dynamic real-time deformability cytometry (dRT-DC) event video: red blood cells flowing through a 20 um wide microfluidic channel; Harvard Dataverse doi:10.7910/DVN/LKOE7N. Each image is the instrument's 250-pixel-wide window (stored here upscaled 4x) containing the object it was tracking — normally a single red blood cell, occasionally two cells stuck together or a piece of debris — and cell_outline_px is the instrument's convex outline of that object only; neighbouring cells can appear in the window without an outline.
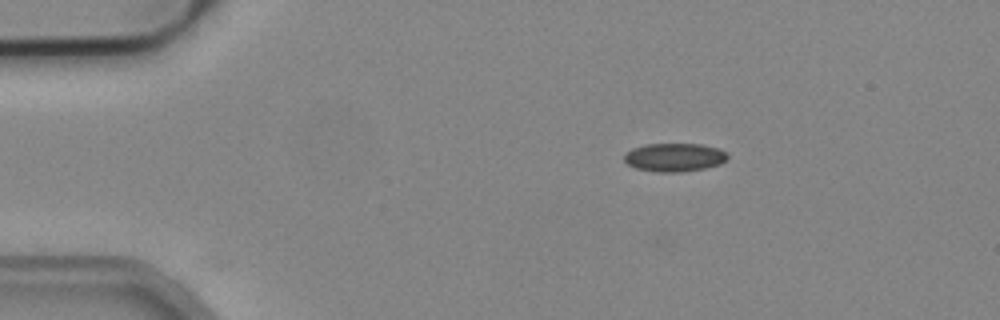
{"species": "common noctule bat (a hibernating species)", "species_latin": "Nyctalus noctula", "temperature_condition": "cold", "stored_images_in_passage": 3, "camera_frame_rate_fps": 3000, "um_per_image_px": 0.085, "animal": {"sex": "male", "body_mass_g": 19.2, "forearm_length_mm": 51.8}, "frame": {"image": 1, "passage_image": 1, "time_ms": 0.0, "image_size_px": [1000, 320], "cell_outline_px": [[728, 160], [720, 164], [704, 168], [680, 172], [656, 172], [636, 168], [628, 164], [624, 160], [624, 152], [632, 148], [644, 144], [704, 144], [720, 148], [728, 152]], "centroid_in_image_um": [57.35, 13.36], "position_along_channel_um": 27.7, "area_um2": 17.4}}